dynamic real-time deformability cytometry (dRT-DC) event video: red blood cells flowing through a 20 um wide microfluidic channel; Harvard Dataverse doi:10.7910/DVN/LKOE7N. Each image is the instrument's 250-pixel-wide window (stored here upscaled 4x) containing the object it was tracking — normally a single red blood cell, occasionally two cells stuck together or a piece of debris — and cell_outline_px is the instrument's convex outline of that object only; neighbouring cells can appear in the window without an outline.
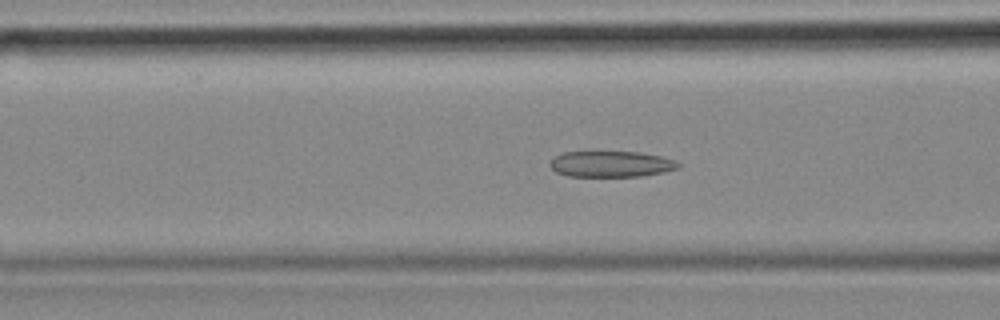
{"species": "common noctule bat (a hibernating species)", "species_latin": "Nyctalus noctula", "temperature_condition": "cold", "stored_images_in_passage": 56, "camera_frame_rate_fps": 3000, "um_per_image_px": 0.085, "animal": {"sex": "female", "body_mass_g": 18.4}, "frame": {"image": 1, "passage_image": 21, "time_ms": 6.667, "image_size_px": [1000, 320], "cell_outline_px": [[680, 168], [664, 172], [640, 176], [568, 176], [556, 172], [548, 164], [552, 156], [564, 152], [596, 148], [640, 152], [660, 156], [676, 160], [680, 164]], "centroid_in_image_um": [51.88, 13.88], "position_along_channel_um": 114.7, "area_um2": 20.63}}
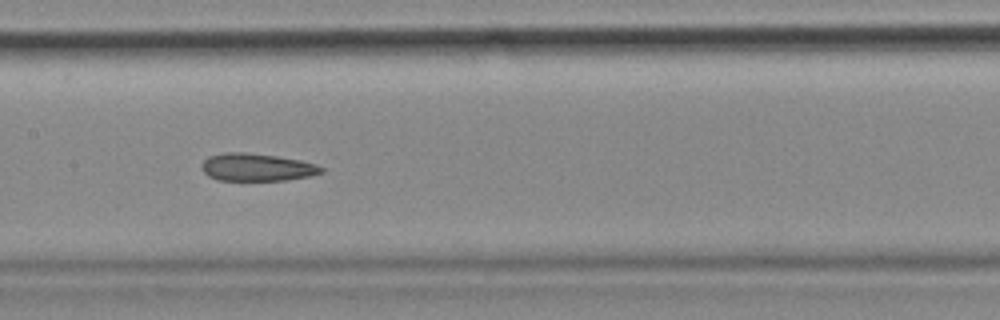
{"frame": {"image": 2, "passage_image": 27, "time_ms": 8.667, "image_size_px": [1000, 320], "cell_outline_px": [[324, 172], [312, 176], [284, 180], [216, 180], [208, 176], [200, 168], [200, 164], [208, 156], [224, 152], [244, 152], [276, 156], [300, 160], [316, 164], [324, 168]], "centroid_in_image_um": [21.81, 14.21], "position_along_channel_um": 185.6, "area_um2": 19.42}}
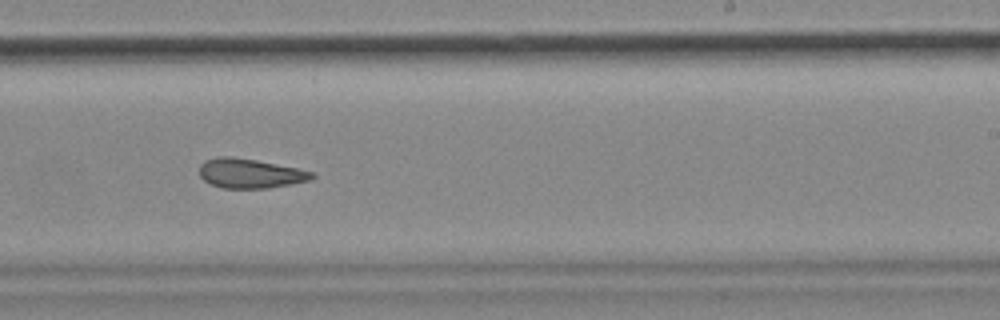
{"frame": {"image": 3, "passage_image": 34, "time_ms": 11.0, "image_size_px": [1000, 320], "cell_outline_px": [[316, 176], [312, 180], [268, 188], [224, 188], [212, 184], [204, 180], [200, 176], [200, 164], [204, 160], [220, 156], [232, 156], [256, 160], [296, 168], [312, 172]], "centroid_in_image_um": [21.25, 14.73], "position_along_channel_um": 267.8, "area_um2": 19.25}, "authors_computed_cell_mechanics": {"area_um2": 20.7213, "velocity_mm_per_s": 3.5417, "shape_relaxation_time_tau1_ms": null, "shape_relaxation_time_tau2_ms": 3.489, "deformation_change_tau1": null, "deformation_change_tau2": 0.0922}}